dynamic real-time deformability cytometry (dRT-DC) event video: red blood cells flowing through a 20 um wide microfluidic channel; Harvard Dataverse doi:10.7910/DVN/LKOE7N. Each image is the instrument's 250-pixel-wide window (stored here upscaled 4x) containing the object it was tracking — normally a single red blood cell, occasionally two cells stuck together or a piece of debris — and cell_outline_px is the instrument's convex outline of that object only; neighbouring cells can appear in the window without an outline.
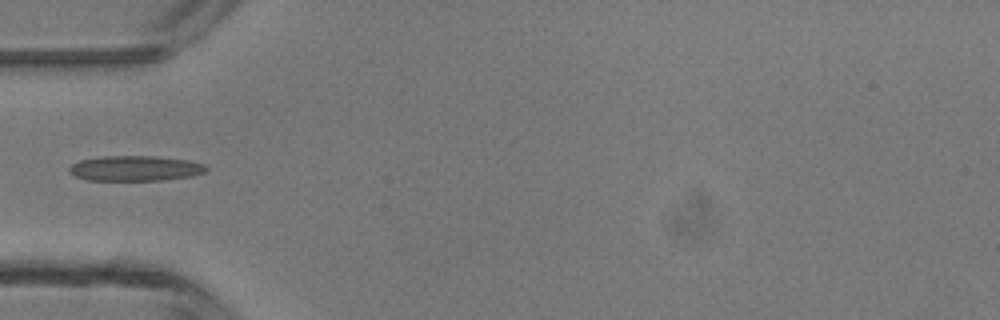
{"species": "common noctule bat (a hibernating species)", "species_latin": "Nyctalus noctula", "temperature_condition": "room temperature", "stored_images_in_passage": 3, "camera_frame_rate_fps": 3000, "um_per_image_px": 0.085, "animal": {"sex": "male", "body_mass_g": 13.3}, "frame": {"image": 1, "passage_image": 2, "time_ms": 1.333, "image_size_px": [1000, 320], "cell_outline_px": [[208, 168], [204, 172], [192, 176], [164, 180], [88, 180], [76, 176], [68, 172], [68, 168], [72, 164], [80, 160], [104, 156], [156, 156], [188, 160], [204, 164]], "centroid_in_image_um": [11.49, 14.31], "position_along_channel_um": 73.5, "area_um2": 20.11}}
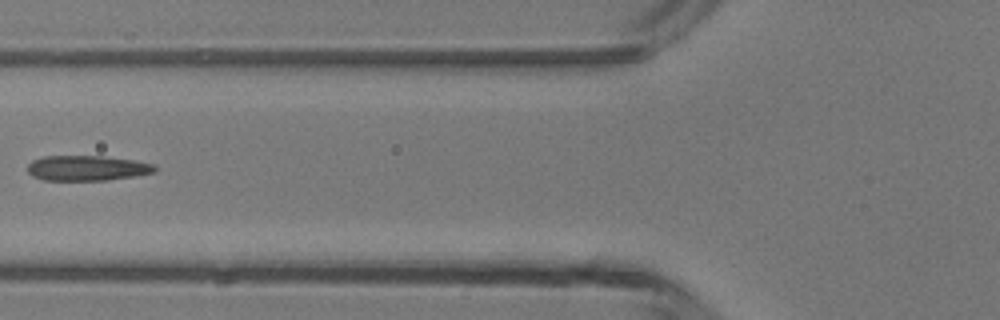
{"frame": {"image": 2, "passage_image": 3, "time_ms": 2.333, "image_size_px": [1000, 320], "cell_outline_px": [[156, 172], [136, 176], [108, 180], [44, 180], [32, 176], [28, 172], [28, 164], [32, 160], [44, 156], [104, 156], [136, 160], [156, 164]], "centroid_in_image_um": [7.44, 14.28], "position_along_channel_um": 118.4, "area_um2": 18.9}}